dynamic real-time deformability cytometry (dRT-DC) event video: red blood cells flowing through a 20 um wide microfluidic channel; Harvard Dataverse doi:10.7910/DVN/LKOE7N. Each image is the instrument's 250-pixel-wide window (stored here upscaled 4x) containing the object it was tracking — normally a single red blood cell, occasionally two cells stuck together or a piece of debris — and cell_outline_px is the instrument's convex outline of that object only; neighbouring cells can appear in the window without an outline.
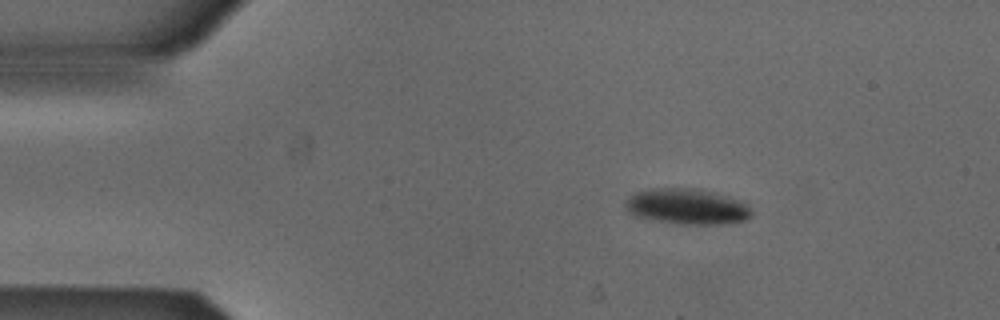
{"species": "Egyptian fruit bat (a non-hibernating species)", "species_latin": "Rousettus aegyptiacus", "temperature_condition": "cold", "stored_images_in_passage": 3, "camera_frame_rate_fps": 3000, "um_per_image_px": 0.085, "animal": {"sex": "male"}, "frame": {"image": 1, "passage_image": 1, "time_ms": 0.0, "image_size_px": [1000, 320], "cell_outline_px": [[752, 216], [744, 220], [720, 224], [684, 224], [656, 220], [636, 216], [628, 212], [624, 208], [624, 204], [636, 192], [648, 188], [700, 188], [728, 196], [744, 204], [752, 212]], "centroid_in_image_um": [58.36, 17.54], "position_along_channel_um": 26.6, "area_um2": 25.95}}
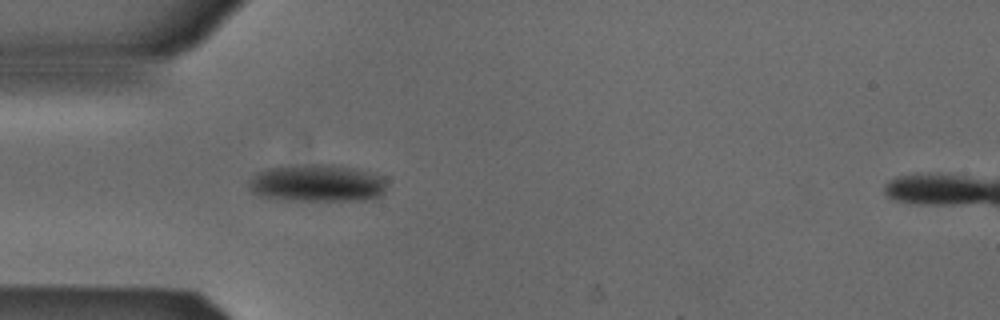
{"frame": {"image": 2, "passage_image": 3, "time_ms": 0.667, "image_size_px": [1000, 320], "cell_outline_px": [[388, 184], [384, 192], [380, 196], [364, 200], [280, 200], [264, 196], [252, 192], [248, 184], [252, 176], [268, 168], [312, 164], [332, 164], [352, 168], [384, 176]], "centroid_in_image_um": [27.0, 15.57], "position_along_channel_um": 58.0, "area_um2": 29.94}}